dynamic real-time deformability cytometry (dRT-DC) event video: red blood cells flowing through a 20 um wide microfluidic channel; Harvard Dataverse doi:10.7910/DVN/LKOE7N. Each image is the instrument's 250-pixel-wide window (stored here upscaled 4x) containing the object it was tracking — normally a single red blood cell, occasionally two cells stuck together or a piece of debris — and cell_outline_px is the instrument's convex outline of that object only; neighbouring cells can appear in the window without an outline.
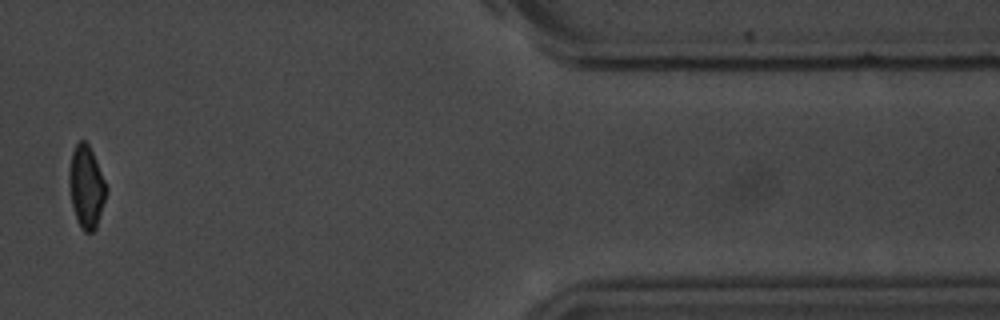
{"species": "common noctule bat (a hibernating species)", "species_latin": "Nyctalus noctula", "temperature_condition": "room temperature", "stored_images_in_passage": 15, "camera_frame_rate_fps": 3000, "um_per_image_px": 0.085, "animal": {"sex": "male", "body_mass_g": 20.1, "forearm_length_mm": 53.5}, "frame": {"image": 1, "passage_image": 13, "time_ms": 15.0, "image_size_px": [1000, 320], "cell_outline_px": [[108, 192], [96, 228], [92, 232], [84, 232], [80, 228], [76, 220], [72, 204], [68, 184], [68, 172], [72, 152], [76, 144], [80, 140], [84, 140], [88, 144], [96, 160], [108, 188]], "centroid_in_image_um": [7.34, 15.9], "position_along_channel_um": 404.1, "area_um2": 18.03}, "authors_computed_cell_mechanics": {"area_um2": 18.9006, "velocity_mm_per_s": 3.6255, "shape_relaxation_time_tau1_ms": null, "shape_relaxation_time_tau2_ms": 1.6941, "deformation_change_tau1": null, "deformation_change_tau2": 0.0586}}